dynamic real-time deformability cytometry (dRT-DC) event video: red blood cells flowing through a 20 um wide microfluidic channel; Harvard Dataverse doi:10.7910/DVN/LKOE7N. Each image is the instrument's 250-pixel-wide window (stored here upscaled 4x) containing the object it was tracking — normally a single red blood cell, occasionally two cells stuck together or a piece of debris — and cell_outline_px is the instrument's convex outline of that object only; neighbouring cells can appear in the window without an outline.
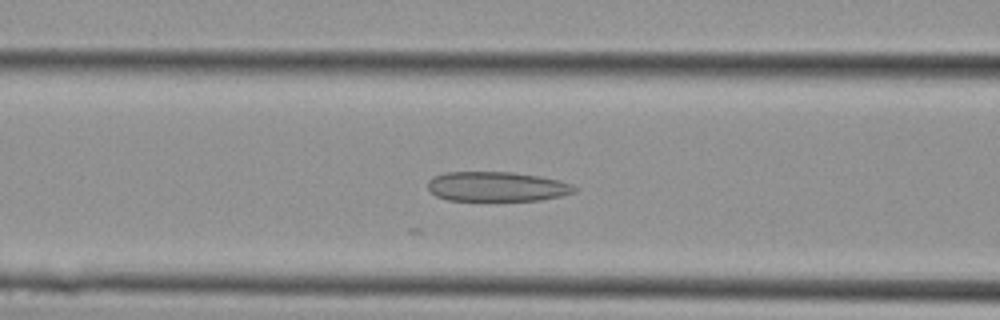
{"species": "Egyptian fruit bat (a non-hibernating species)", "species_latin": "Rousettus aegyptiacus", "temperature_condition": "cold", "stored_images_in_passage": 30, "camera_frame_rate_fps": 3000, "um_per_image_px": 0.085, "animal": {"sex": "female"}, "frame": {"image": 1, "passage_image": 12, "time_ms": 3.667, "image_size_px": [1000, 320], "cell_outline_px": [[580, 188], [576, 192], [560, 196], [540, 200], [448, 200], [436, 196], [428, 192], [428, 180], [432, 176], [444, 172], [512, 172], [540, 176], [572, 184]], "centroid_in_image_um": [42.21, 15.85], "position_along_channel_um": 124.4, "area_um2": 25.55}}
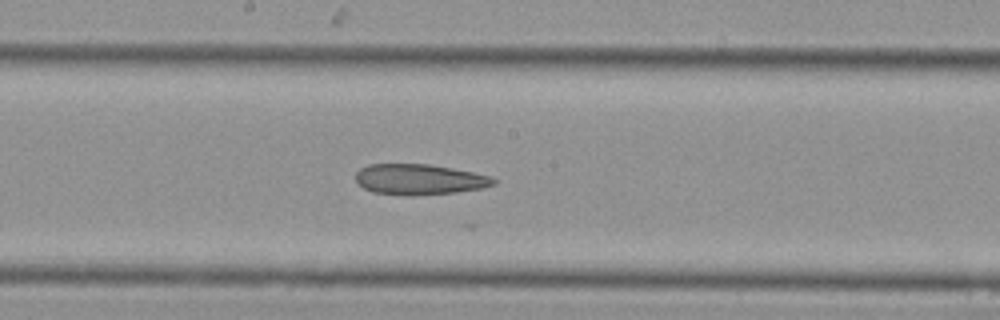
{"frame": {"image": 2, "passage_image": 16, "time_ms": 5.0, "image_size_px": [1000, 320], "cell_outline_px": [[496, 184], [480, 188], [456, 192], [412, 196], [408, 196], [372, 192], [356, 184], [356, 172], [360, 168], [368, 164], [428, 164], [452, 168], [492, 176], [496, 180]], "centroid_in_image_um": [35.61, 15.25], "position_along_channel_um": 212.6, "area_um2": 24.74}}
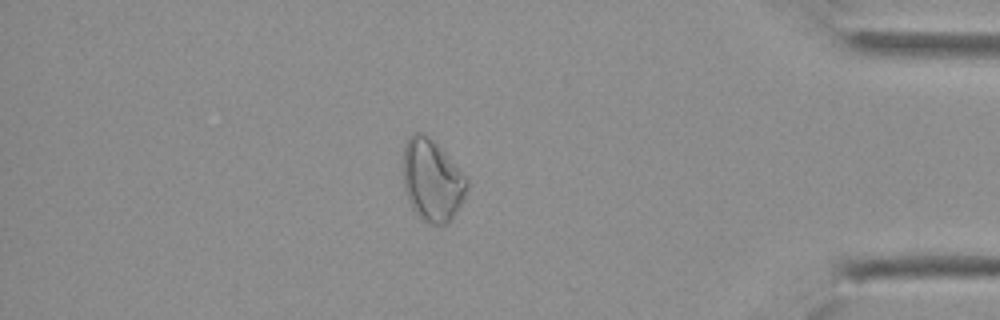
{"frame": {"image": 3, "passage_image": 26, "time_ms": 8.333, "image_size_px": [1000, 320], "cell_outline_px": [[468, 188], [456, 212], [444, 224], [428, 224], [412, 208], [408, 200], [404, 188], [404, 144], [408, 136], [412, 132], [420, 132], [428, 136], [444, 152], [468, 180]], "centroid_in_image_um": [36.7, 15.3], "position_along_channel_um": 398.5, "area_um2": 29.88}}